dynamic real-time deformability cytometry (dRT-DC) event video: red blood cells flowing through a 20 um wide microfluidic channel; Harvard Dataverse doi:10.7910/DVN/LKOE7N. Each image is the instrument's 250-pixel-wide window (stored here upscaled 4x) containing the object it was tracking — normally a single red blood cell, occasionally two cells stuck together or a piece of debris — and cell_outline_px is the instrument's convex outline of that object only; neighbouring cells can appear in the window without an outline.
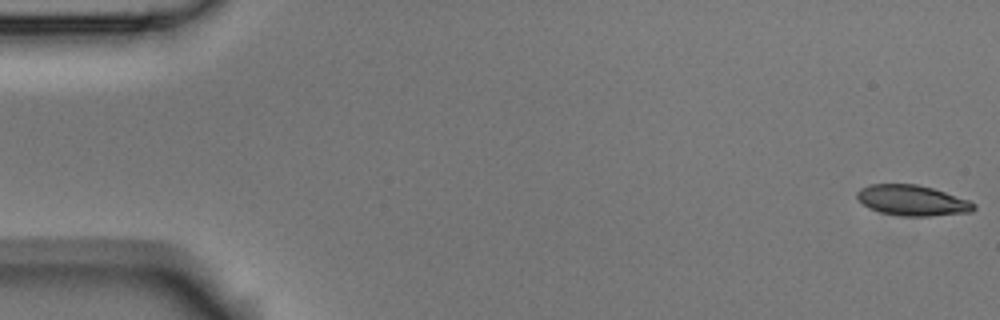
{"species": "Egyptian fruit bat (a non-hibernating species)", "species_latin": "Rousettus aegyptiacus", "temperature_condition": "room temperature", "stored_images_in_passage": 54, "segment_of_instrument_passage": [1, 2], "camera_frame_rate_fps": 3000, "um_per_image_px": 0.085, "animal": {"sex": "male"}, "frame": {"image": 1, "passage_image": 1, "time_ms": 0.0, "image_size_px": [1000, 320], "cell_outline_px": [[976, 208], [972, 212], [928, 216], [900, 216], [880, 212], [868, 208], [856, 196], [856, 192], [860, 188], [868, 184], [916, 184], [932, 188], [968, 200], [976, 204]], "centroid_in_image_um": [77.53, 17.04], "position_along_channel_um": 7.5, "area_um2": 20.75}}
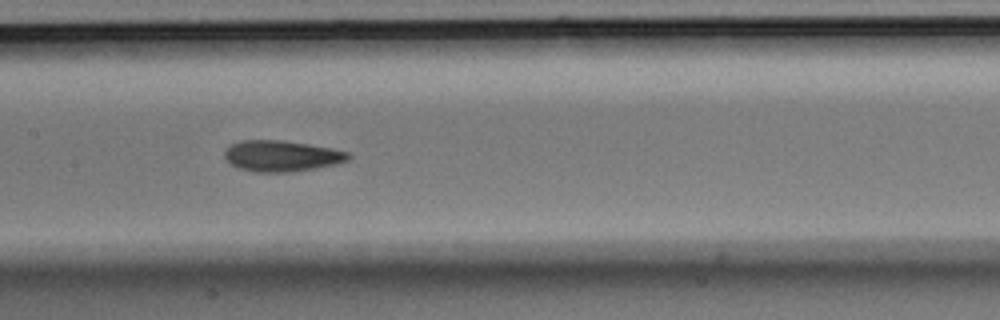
{"frame": {"image": 2, "passage_image": 26, "time_ms": 8.333, "image_size_px": [1000, 320], "cell_outline_px": [[352, 156], [348, 160], [336, 164], [316, 168], [288, 172], [252, 172], [240, 168], [232, 164], [224, 156], [224, 152], [232, 144], [240, 140], [284, 140], [332, 148], [352, 152]], "centroid_in_image_um": [23.99, 13.25], "position_along_channel_um": 183.4, "area_um2": 22.43}}
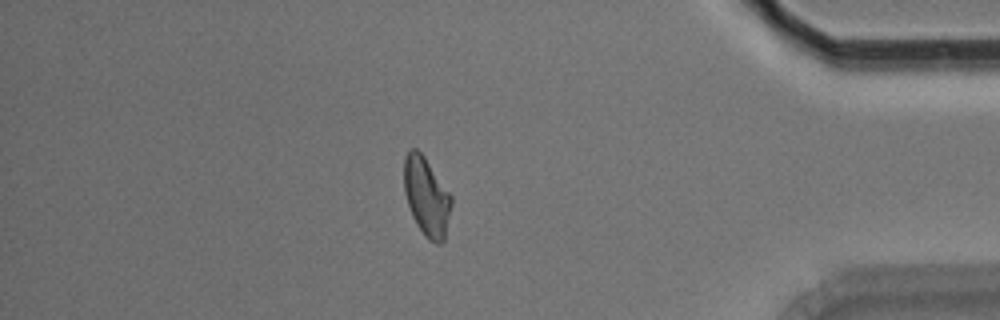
{"frame": {"image": 3, "passage_image": 46, "time_ms": 15.0, "image_size_px": [1000, 320], "cell_outline_px": [[452, 204], [444, 240], [440, 244], [436, 244], [428, 240], [424, 236], [416, 224], [412, 216], [404, 192], [404, 156], [412, 148], [416, 148], [424, 156], [452, 196]], "centroid_in_image_um": [36.25, 16.74], "position_along_channel_um": 398.9, "area_um2": 21.73}}